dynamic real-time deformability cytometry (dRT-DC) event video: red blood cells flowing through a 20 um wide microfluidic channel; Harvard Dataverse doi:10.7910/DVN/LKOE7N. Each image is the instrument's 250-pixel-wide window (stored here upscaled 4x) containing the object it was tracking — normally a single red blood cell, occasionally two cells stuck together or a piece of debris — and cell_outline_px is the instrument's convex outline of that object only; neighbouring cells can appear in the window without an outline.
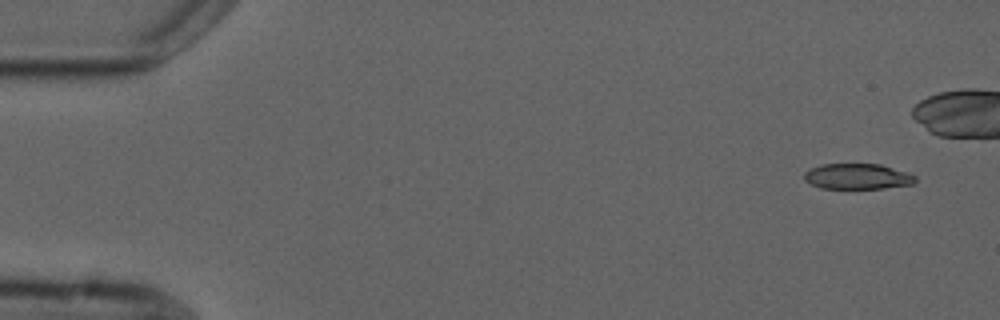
{"species": "common noctule bat (a hibernating species)", "species_latin": "Nyctalus noctula", "temperature_condition": "cold", "stored_images_in_passage": 5, "camera_frame_rate_fps": 3000, "um_per_image_px": 0.085, "animal": {"sex": "male", "forearm_length_mm": 52.5}, "frame": {"image": 1, "passage_image": 1, "time_ms": 0.0, "image_size_px": [1000, 320], "cell_outline_px": [[916, 180], [912, 184], [884, 188], [820, 188], [804, 180], [804, 172], [808, 168], [820, 164], [880, 164], [908, 172], [916, 176]], "centroid_in_image_um": [72.86, 14.98], "position_along_channel_um": 12.1, "area_um2": 16.65}}